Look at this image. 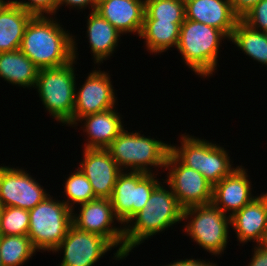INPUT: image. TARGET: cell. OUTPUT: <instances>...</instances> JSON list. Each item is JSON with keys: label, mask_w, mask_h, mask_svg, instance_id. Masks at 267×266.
I'll return each instance as SVG.
<instances>
[{"label": "cell", "mask_w": 267, "mask_h": 266, "mask_svg": "<svg viewBox=\"0 0 267 266\" xmlns=\"http://www.w3.org/2000/svg\"><path fill=\"white\" fill-rule=\"evenodd\" d=\"M57 17L33 16L26 26L19 50L39 69L61 67L74 60V35Z\"/></svg>", "instance_id": "6da1fadb"}, {"label": "cell", "mask_w": 267, "mask_h": 266, "mask_svg": "<svg viewBox=\"0 0 267 266\" xmlns=\"http://www.w3.org/2000/svg\"><path fill=\"white\" fill-rule=\"evenodd\" d=\"M161 180L145 206L124 226V252H131L153 235L182 222L183 208L171 187Z\"/></svg>", "instance_id": "7a4b0ae2"}, {"label": "cell", "mask_w": 267, "mask_h": 266, "mask_svg": "<svg viewBox=\"0 0 267 266\" xmlns=\"http://www.w3.org/2000/svg\"><path fill=\"white\" fill-rule=\"evenodd\" d=\"M74 36V60L68 64L39 69L34 89L50 116L64 126H73L75 87L78 75L75 69L78 59L77 39ZM75 67V68H74Z\"/></svg>", "instance_id": "3957f363"}, {"label": "cell", "mask_w": 267, "mask_h": 266, "mask_svg": "<svg viewBox=\"0 0 267 266\" xmlns=\"http://www.w3.org/2000/svg\"><path fill=\"white\" fill-rule=\"evenodd\" d=\"M230 38L221 30L185 19L180 27L177 51L188 68L204 79L217 70L222 41Z\"/></svg>", "instance_id": "277c9868"}, {"label": "cell", "mask_w": 267, "mask_h": 266, "mask_svg": "<svg viewBox=\"0 0 267 266\" xmlns=\"http://www.w3.org/2000/svg\"><path fill=\"white\" fill-rule=\"evenodd\" d=\"M127 127L106 148L122 171L154 173L152 168H165L171 143L129 132ZM152 167V168H151Z\"/></svg>", "instance_id": "5b68a950"}, {"label": "cell", "mask_w": 267, "mask_h": 266, "mask_svg": "<svg viewBox=\"0 0 267 266\" xmlns=\"http://www.w3.org/2000/svg\"><path fill=\"white\" fill-rule=\"evenodd\" d=\"M180 136L181 145L171 144V153L186 167L200 172L213 186L238 167H234L229 152L219 144L186 132Z\"/></svg>", "instance_id": "8992f818"}, {"label": "cell", "mask_w": 267, "mask_h": 266, "mask_svg": "<svg viewBox=\"0 0 267 266\" xmlns=\"http://www.w3.org/2000/svg\"><path fill=\"white\" fill-rule=\"evenodd\" d=\"M28 211V237L32 245L37 252H53L72 225V210L63 201L49 195Z\"/></svg>", "instance_id": "52a82bcc"}, {"label": "cell", "mask_w": 267, "mask_h": 266, "mask_svg": "<svg viewBox=\"0 0 267 266\" xmlns=\"http://www.w3.org/2000/svg\"><path fill=\"white\" fill-rule=\"evenodd\" d=\"M190 218V219H189ZM188 220V221H187ZM183 232L197 245L218 257L224 254L228 244L231 217L212 203L183 209Z\"/></svg>", "instance_id": "ba28073f"}, {"label": "cell", "mask_w": 267, "mask_h": 266, "mask_svg": "<svg viewBox=\"0 0 267 266\" xmlns=\"http://www.w3.org/2000/svg\"><path fill=\"white\" fill-rule=\"evenodd\" d=\"M79 206V213L75 209L72 210V225L79 230L106 238L118 248L112 259L124 260L130 252H124V226L116 218L110 199L97 198ZM116 221L121 226L117 227Z\"/></svg>", "instance_id": "9c48e42d"}, {"label": "cell", "mask_w": 267, "mask_h": 266, "mask_svg": "<svg viewBox=\"0 0 267 266\" xmlns=\"http://www.w3.org/2000/svg\"><path fill=\"white\" fill-rule=\"evenodd\" d=\"M157 175L158 172L122 171L118 176L110 201L123 226L145 206L153 190L162 182L158 181Z\"/></svg>", "instance_id": "30bf717a"}, {"label": "cell", "mask_w": 267, "mask_h": 266, "mask_svg": "<svg viewBox=\"0 0 267 266\" xmlns=\"http://www.w3.org/2000/svg\"><path fill=\"white\" fill-rule=\"evenodd\" d=\"M164 169L169 172L163 180L183 209L212 203L213 185L200 172L183 165L171 152Z\"/></svg>", "instance_id": "8fae6325"}, {"label": "cell", "mask_w": 267, "mask_h": 266, "mask_svg": "<svg viewBox=\"0 0 267 266\" xmlns=\"http://www.w3.org/2000/svg\"><path fill=\"white\" fill-rule=\"evenodd\" d=\"M24 168L0 165V205L30 210L49 192Z\"/></svg>", "instance_id": "7c38bea8"}, {"label": "cell", "mask_w": 267, "mask_h": 266, "mask_svg": "<svg viewBox=\"0 0 267 266\" xmlns=\"http://www.w3.org/2000/svg\"><path fill=\"white\" fill-rule=\"evenodd\" d=\"M89 72L84 84L75 87L73 125L82 117L115 108L117 97L107 71L95 68ZM99 69V70H98Z\"/></svg>", "instance_id": "4fadbf2b"}, {"label": "cell", "mask_w": 267, "mask_h": 266, "mask_svg": "<svg viewBox=\"0 0 267 266\" xmlns=\"http://www.w3.org/2000/svg\"><path fill=\"white\" fill-rule=\"evenodd\" d=\"M112 248L115 247L101 235L71 225L53 253H63L62 262L58 266H95Z\"/></svg>", "instance_id": "5bb4252c"}, {"label": "cell", "mask_w": 267, "mask_h": 266, "mask_svg": "<svg viewBox=\"0 0 267 266\" xmlns=\"http://www.w3.org/2000/svg\"><path fill=\"white\" fill-rule=\"evenodd\" d=\"M79 169L89 180L96 198L110 199L122 170L107 149L84 148Z\"/></svg>", "instance_id": "9a60e30c"}, {"label": "cell", "mask_w": 267, "mask_h": 266, "mask_svg": "<svg viewBox=\"0 0 267 266\" xmlns=\"http://www.w3.org/2000/svg\"><path fill=\"white\" fill-rule=\"evenodd\" d=\"M247 170L238 165L230 175L213 186L212 204L230 217L257 197L252 194Z\"/></svg>", "instance_id": "2e32d148"}, {"label": "cell", "mask_w": 267, "mask_h": 266, "mask_svg": "<svg viewBox=\"0 0 267 266\" xmlns=\"http://www.w3.org/2000/svg\"><path fill=\"white\" fill-rule=\"evenodd\" d=\"M231 227L242 246L248 242L266 244L267 192L257 195L252 202L235 212L231 216Z\"/></svg>", "instance_id": "e0dca14e"}, {"label": "cell", "mask_w": 267, "mask_h": 266, "mask_svg": "<svg viewBox=\"0 0 267 266\" xmlns=\"http://www.w3.org/2000/svg\"><path fill=\"white\" fill-rule=\"evenodd\" d=\"M185 19L200 22L223 31L231 38L240 18L230 0H184Z\"/></svg>", "instance_id": "ac0fdd59"}, {"label": "cell", "mask_w": 267, "mask_h": 266, "mask_svg": "<svg viewBox=\"0 0 267 266\" xmlns=\"http://www.w3.org/2000/svg\"><path fill=\"white\" fill-rule=\"evenodd\" d=\"M98 12L122 35L138 34L140 36L144 14L145 0H98Z\"/></svg>", "instance_id": "d6986e66"}, {"label": "cell", "mask_w": 267, "mask_h": 266, "mask_svg": "<svg viewBox=\"0 0 267 266\" xmlns=\"http://www.w3.org/2000/svg\"><path fill=\"white\" fill-rule=\"evenodd\" d=\"M116 108L82 117L72 126L76 127L78 123L83 122L81 129L84 128L83 133L87 136L84 148L106 149L125 129L122 115Z\"/></svg>", "instance_id": "ffe728a7"}, {"label": "cell", "mask_w": 267, "mask_h": 266, "mask_svg": "<svg viewBox=\"0 0 267 266\" xmlns=\"http://www.w3.org/2000/svg\"><path fill=\"white\" fill-rule=\"evenodd\" d=\"M85 18L86 37L93 54V63L98 66L113 56L122 34L96 11H91Z\"/></svg>", "instance_id": "44dd1931"}, {"label": "cell", "mask_w": 267, "mask_h": 266, "mask_svg": "<svg viewBox=\"0 0 267 266\" xmlns=\"http://www.w3.org/2000/svg\"><path fill=\"white\" fill-rule=\"evenodd\" d=\"M34 15L6 0L0 7V53L18 50L27 24Z\"/></svg>", "instance_id": "7402d4cb"}, {"label": "cell", "mask_w": 267, "mask_h": 266, "mask_svg": "<svg viewBox=\"0 0 267 266\" xmlns=\"http://www.w3.org/2000/svg\"><path fill=\"white\" fill-rule=\"evenodd\" d=\"M39 68L19 49L0 53V78L18 87L34 88Z\"/></svg>", "instance_id": "603a6c76"}, {"label": "cell", "mask_w": 267, "mask_h": 266, "mask_svg": "<svg viewBox=\"0 0 267 266\" xmlns=\"http://www.w3.org/2000/svg\"><path fill=\"white\" fill-rule=\"evenodd\" d=\"M182 23L159 20H143L140 38L144 39L148 52L159 55L171 47H177Z\"/></svg>", "instance_id": "cb8c5ba5"}, {"label": "cell", "mask_w": 267, "mask_h": 266, "mask_svg": "<svg viewBox=\"0 0 267 266\" xmlns=\"http://www.w3.org/2000/svg\"><path fill=\"white\" fill-rule=\"evenodd\" d=\"M232 41L239 51L256 62L267 66V33L256 31L241 19L236 23L229 42Z\"/></svg>", "instance_id": "d4e9b609"}, {"label": "cell", "mask_w": 267, "mask_h": 266, "mask_svg": "<svg viewBox=\"0 0 267 266\" xmlns=\"http://www.w3.org/2000/svg\"><path fill=\"white\" fill-rule=\"evenodd\" d=\"M36 249L28 235H0L3 266H22L35 256Z\"/></svg>", "instance_id": "484cf974"}, {"label": "cell", "mask_w": 267, "mask_h": 266, "mask_svg": "<svg viewBox=\"0 0 267 266\" xmlns=\"http://www.w3.org/2000/svg\"><path fill=\"white\" fill-rule=\"evenodd\" d=\"M63 186L66 196L64 195L65 200L63 199L62 201L71 210L75 209V207L77 208L76 205L97 199L89 180L79 168L74 170V173L71 172L69 177L67 176Z\"/></svg>", "instance_id": "4316f807"}, {"label": "cell", "mask_w": 267, "mask_h": 266, "mask_svg": "<svg viewBox=\"0 0 267 266\" xmlns=\"http://www.w3.org/2000/svg\"><path fill=\"white\" fill-rule=\"evenodd\" d=\"M144 20L183 23L185 2L184 0H145Z\"/></svg>", "instance_id": "83f0119b"}, {"label": "cell", "mask_w": 267, "mask_h": 266, "mask_svg": "<svg viewBox=\"0 0 267 266\" xmlns=\"http://www.w3.org/2000/svg\"><path fill=\"white\" fill-rule=\"evenodd\" d=\"M29 211L19 207H1L0 235H28Z\"/></svg>", "instance_id": "f1b7e54d"}, {"label": "cell", "mask_w": 267, "mask_h": 266, "mask_svg": "<svg viewBox=\"0 0 267 266\" xmlns=\"http://www.w3.org/2000/svg\"><path fill=\"white\" fill-rule=\"evenodd\" d=\"M241 20L250 28L267 33V0H260Z\"/></svg>", "instance_id": "f546056e"}, {"label": "cell", "mask_w": 267, "mask_h": 266, "mask_svg": "<svg viewBox=\"0 0 267 266\" xmlns=\"http://www.w3.org/2000/svg\"><path fill=\"white\" fill-rule=\"evenodd\" d=\"M34 16H55L58 0H9Z\"/></svg>", "instance_id": "4dcf8cb0"}, {"label": "cell", "mask_w": 267, "mask_h": 266, "mask_svg": "<svg viewBox=\"0 0 267 266\" xmlns=\"http://www.w3.org/2000/svg\"><path fill=\"white\" fill-rule=\"evenodd\" d=\"M97 4L98 0H58L57 10L59 11V8L65 5V7L67 6L68 8H75L79 11H82L88 7L90 8V11H95Z\"/></svg>", "instance_id": "1f68e13d"}, {"label": "cell", "mask_w": 267, "mask_h": 266, "mask_svg": "<svg viewBox=\"0 0 267 266\" xmlns=\"http://www.w3.org/2000/svg\"><path fill=\"white\" fill-rule=\"evenodd\" d=\"M252 252L248 266H267V243L253 246Z\"/></svg>", "instance_id": "d6a6232c"}, {"label": "cell", "mask_w": 267, "mask_h": 266, "mask_svg": "<svg viewBox=\"0 0 267 266\" xmlns=\"http://www.w3.org/2000/svg\"><path fill=\"white\" fill-rule=\"evenodd\" d=\"M260 0H230L234 13L241 19Z\"/></svg>", "instance_id": "836d02e7"}, {"label": "cell", "mask_w": 267, "mask_h": 266, "mask_svg": "<svg viewBox=\"0 0 267 266\" xmlns=\"http://www.w3.org/2000/svg\"><path fill=\"white\" fill-rule=\"evenodd\" d=\"M162 266H218L217 263H213L211 261L194 259V258H186V259H177V261H173L170 264L162 265Z\"/></svg>", "instance_id": "e575fe53"}, {"label": "cell", "mask_w": 267, "mask_h": 266, "mask_svg": "<svg viewBox=\"0 0 267 266\" xmlns=\"http://www.w3.org/2000/svg\"><path fill=\"white\" fill-rule=\"evenodd\" d=\"M5 0H0V7L5 3Z\"/></svg>", "instance_id": "d590c367"}, {"label": "cell", "mask_w": 267, "mask_h": 266, "mask_svg": "<svg viewBox=\"0 0 267 266\" xmlns=\"http://www.w3.org/2000/svg\"><path fill=\"white\" fill-rule=\"evenodd\" d=\"M0 266H3L2 260H1V255H0Z\"/></svg>", "instance_id": "8d00e7d4"}]
</instances>
